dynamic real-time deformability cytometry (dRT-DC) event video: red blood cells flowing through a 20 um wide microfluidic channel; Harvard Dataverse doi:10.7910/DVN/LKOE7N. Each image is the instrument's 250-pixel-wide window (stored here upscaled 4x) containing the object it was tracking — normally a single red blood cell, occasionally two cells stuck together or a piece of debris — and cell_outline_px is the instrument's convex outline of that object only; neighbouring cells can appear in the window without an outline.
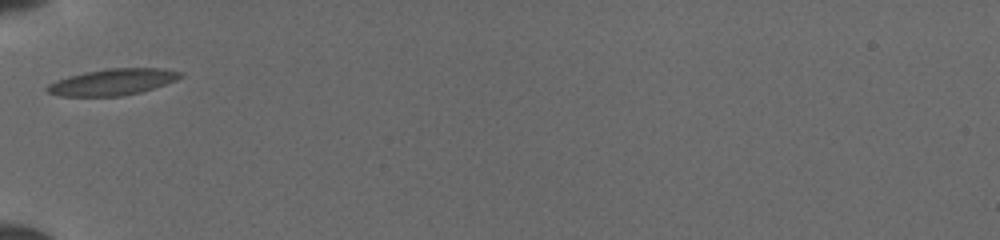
{"species": "common noctule bat (a hibernating species)", "species_latin": "Nyctalus noctula", "temperature_condition": "cold", "stored_images_in_passage": 28, "camera_frame_rate_fps": 3000, "um_per_image_px": 0.085, "animal": {"sex": "female", "body_mass_g": 19.5, "forearm_length_mm": 54.1}, "frame": {"image": 1, "passage_image": 1, "time_ms": 0.0, "image_size_px": [1000, 240], "cell_outline_px": [[184, 76], [176, 80], [140, 92], [120, 96], [60, 96], [48, 92], [44, 88], [48, 84], [56, 80], [68, 76], [84, 72], [108, 68], [164, 68], [180, 72]], "centroid_in_image_um": [9.54, 6.96], "position_along_channel_um": 75.5, "area_um2": 20.4}}
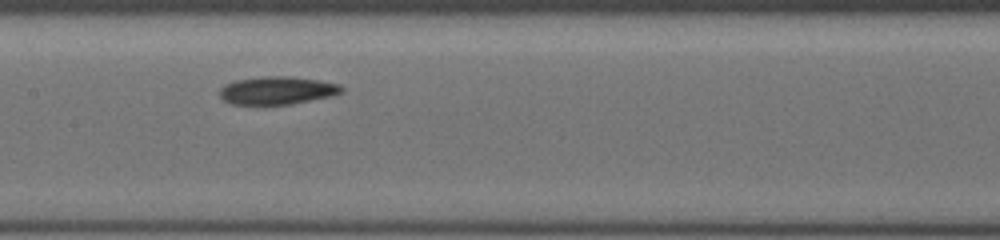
{"frame": {"image": 2, "passage_image": 9, "time_ms": 2.667, "image_size_px": [1000, 240], "cell_outline_px": [[344, 92], [332, 96], [288, 104], [232, 104], [224, 100], [220, 96], [220, 88], [224, 84], [236, 80], [260, 76], [292, 76], [340, 84], [344, 88]], "centroid_in_image_um": [23.56, 7.67], "position_along_channel_um": 183.8, "area_um2": 19.83}}
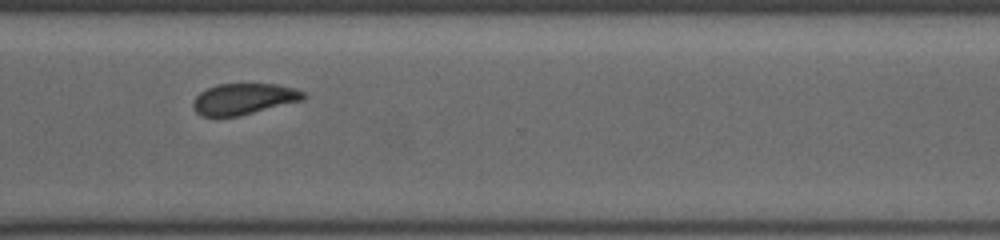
{"frame": {"image": 3, "passage_image": 22, "time_ms": 7.0, "image_size_px": [1000, 240], "cell_outline_px": [[308, 96], [304, 100], [236, 116], [200, 116], [192, 108], [192, 100], [200, 92], [216, 84], [276, 84], [292, 88], [304, 92]], "centroid_in_image_um": [20.69, 8.4], "position_along_channel_um": 349.9, "area_um2": 19.94}}